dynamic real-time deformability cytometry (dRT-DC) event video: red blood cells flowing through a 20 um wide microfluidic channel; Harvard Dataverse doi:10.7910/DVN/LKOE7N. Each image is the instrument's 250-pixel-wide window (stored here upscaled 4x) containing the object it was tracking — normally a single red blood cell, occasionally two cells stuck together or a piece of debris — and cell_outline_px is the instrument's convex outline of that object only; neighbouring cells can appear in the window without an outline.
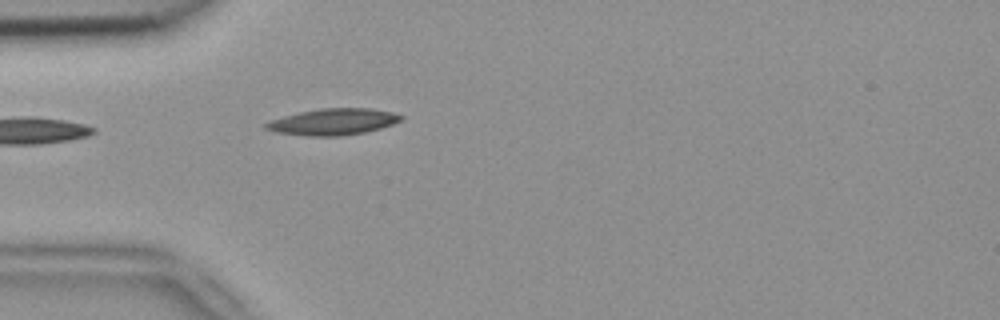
{"species": "common noctule bat (a hibernating species)", "species_latin": "Nyctalus noctula", "temperature_condition": "room temperature", "stored_images_in_passage": 4, "camera_frame_rate_fps": 3000, "um_per_image_px": 0.085, "animal": {"sex": "female", "body_mass_g": 18.4}, "frame": {"image": 1, "passage_image": 4, "time_ms": 1.0, "image_size_px": [1000, 320], "cell_outline_px": [[404, 120], [380, 128], [364, 132], [340, 136], [308, 136], [276, 132], [264, 128], [264, 124], [272, 120], [284, 116], [300, 112], [320, 108], [368, 108], [392, 112], [404, 116]], "centroid_in_image_um": [28.33, 10.35], "position_along_channel_um": 56.7, "area_um2": 20.69}}